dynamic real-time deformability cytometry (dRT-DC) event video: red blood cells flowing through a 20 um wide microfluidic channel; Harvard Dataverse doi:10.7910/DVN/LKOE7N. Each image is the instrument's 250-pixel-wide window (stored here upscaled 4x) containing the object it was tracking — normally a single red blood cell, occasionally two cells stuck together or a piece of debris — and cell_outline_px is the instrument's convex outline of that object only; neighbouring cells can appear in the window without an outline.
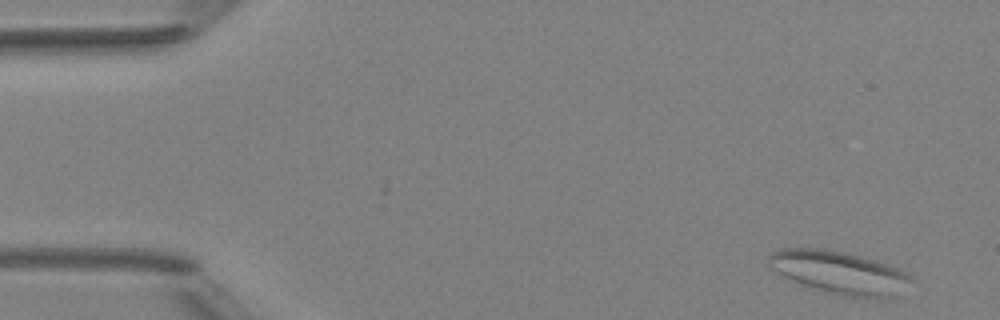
{"species": "Egyptian fruit bat (a non-hibernating species)", "species_latin": "Rousettus aegyptiacus", "temperature_condition": "room temperature", "stored_images_in_passage": 5, "camera_frame_rate_fps": 3000, "um_per_image_px": 0.085, "animal": {"sex": "female"}, "frame": {"image": 1, "passage_image": 1, "time_ms": 0.0, "image_size_px": [1000, 320], "cell_outline_px": [[916, 280], [892, 300], [888, 300], [844, 296], [824, 292], [796, 284], [780, 276], [768, 268], [764, 264], [768, 256], [772, 252], [780, 248], [816, 248], [840, 252], [860, 256], [888, 264], [912, 276]], "centroid_in_image_um": [71.31, 23.21], "position_along_channel_um": 13.7, "area_um2": 36.76}}